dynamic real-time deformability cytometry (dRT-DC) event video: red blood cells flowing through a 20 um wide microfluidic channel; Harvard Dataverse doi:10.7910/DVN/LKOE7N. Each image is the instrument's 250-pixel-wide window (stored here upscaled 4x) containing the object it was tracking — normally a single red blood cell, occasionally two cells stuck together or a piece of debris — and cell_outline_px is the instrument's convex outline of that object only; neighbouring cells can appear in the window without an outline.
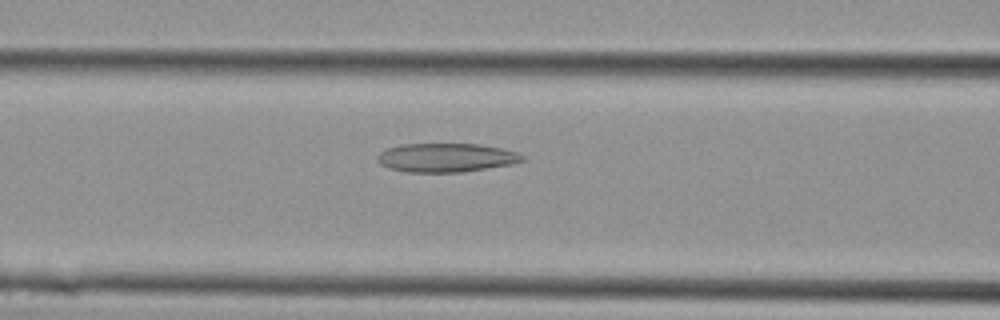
{"species": "Egyptian fruit bat (a non-hibernating species)", "species_latin": "Rousettus aegyptiacus", "temperature_condition": "cold", "stored_images_in_passage": 6, "camera_frame_rate_fps": 3000, "um_per_image_px": 0.085, "animal": {"sex": "female"}, "frame": {"image": 1, "passage_image": 5, "time_ms": 1.333, "image_size_px": [1000, 320], "cell_outline_px": [[524, 160], [512, 164], [464, 172], [408, 172], [388, 168], [380, 164], [376, 160], [376, 156], [380, 152], [388, 148], [404, 144], [476, 144], [500, 148], [520, 152], [524, 156]], "centroid_in_image_um": [37.92, 13.4], "position_along_channel_um": 128.7, "area_um2": 24.39}}